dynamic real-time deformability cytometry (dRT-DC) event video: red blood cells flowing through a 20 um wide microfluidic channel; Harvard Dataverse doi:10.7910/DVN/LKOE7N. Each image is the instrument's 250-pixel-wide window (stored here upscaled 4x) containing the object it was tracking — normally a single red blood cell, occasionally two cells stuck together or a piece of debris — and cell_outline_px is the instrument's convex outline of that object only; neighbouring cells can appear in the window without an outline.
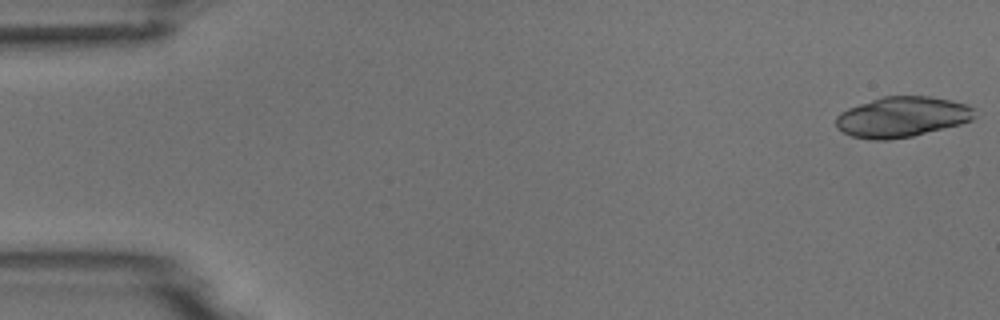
{"species": "common noctule bat (a hibernating species)", "species_latin": "Nyctalus noctula", "temperature_condition": "room temperature", "stored_images_in_passage": 7, "camera_frame_rate_fps": 3000, "um_per_image_px": 0.085, "animal": {"sex": "male", "body_mass_g": 18.8}, "frame": {"image": 1, "passage_image": 1, "time_ms": 0.0, "image_size_px": [1000, 320], "cell_outline_px": [[972, 120], [960, 124], [912, 136], [888, 140], [872, 140], [852, 136], [836, 128], [836, 116], [840, 112], [848, 108], [884, 96], [928, 96], [952, 100], [964, 104], [972, 108]], "centroid_in_image_um": [76.62, 9.94], "position_along_channel_um": 8.4, "area_um2": 32.31}}
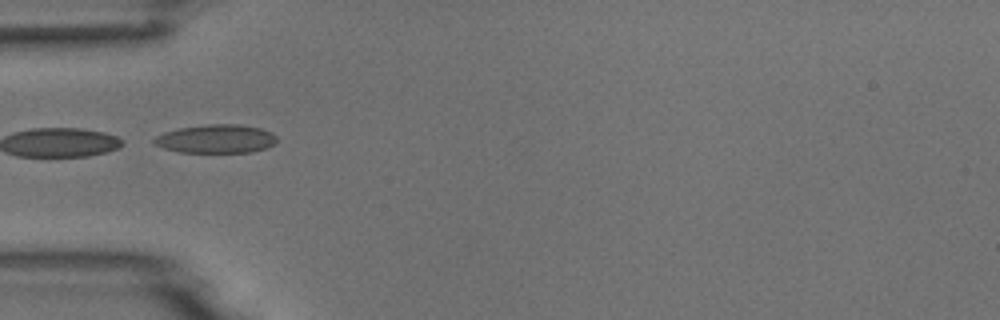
{"frame": {"image": 2, "passage_image": 5, "time_ms": 5.333, "image_size_px": [1000, 320], "cell_outline_px": [[276, 144], [268, 148], [252, 152], [180, 152], [164, 148], [156, 144], [152, 140], [156, 136], [164, 132], [180, 128], [208, 124], [240, 124], [260, 128], [272, 132], [276, 136]], "centroid_in_image_um": [18.42, 11.8], "position_along_channel_um": 66.6, "area_um2": 20.46}}